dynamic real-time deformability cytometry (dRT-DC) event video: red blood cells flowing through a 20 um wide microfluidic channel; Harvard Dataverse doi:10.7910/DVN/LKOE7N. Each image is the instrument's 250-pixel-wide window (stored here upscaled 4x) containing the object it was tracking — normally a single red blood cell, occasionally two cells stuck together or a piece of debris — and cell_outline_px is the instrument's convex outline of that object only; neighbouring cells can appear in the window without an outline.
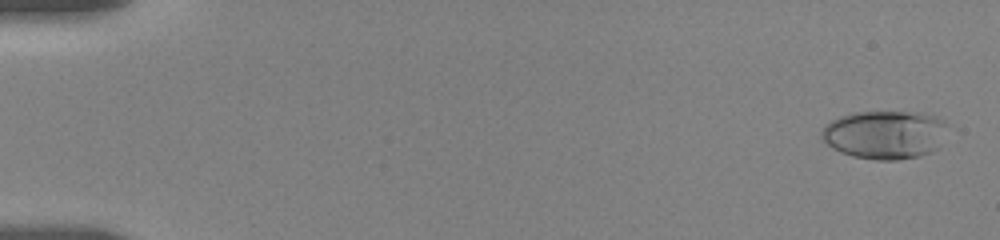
{"species": "human", "species_latin": "Homo sapiens", "temperature_condition": "room temperature", "stored_images_in_passage": 16, "camera_frame_rate_fps": 3000, "um_per_image_px": 0.085, "donor": {"sex": "female"}, "frame": {"image": 1, "passage_image": 2, "time_ms": 0.333, "image_size_px": [1000, 240], "cell_outline_px": [[944, 124], [936, 148], [932, 152], [920, 156], [900, 160], [876, 160], [852, 156], [840, 152], [832, 148], [820, 140], [820, 132], [832, 120], [840, 116], [852, 112], [920, 112], [936, 116], [944, 120]], "centroid_in_image_um": [75.12, 11.45], "position_along_channel_um": 9.9, "area_um2": 35.37}}
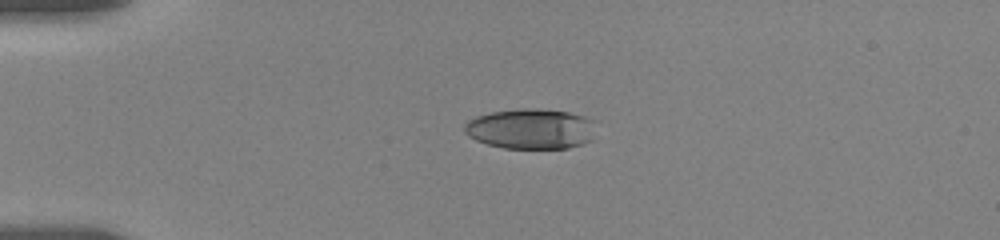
{"frame": {"image": 2, "passage_image": 10, "time_ms": 4.333, "image_size_px": [1000, 240], "cell_outline_px": [[592, 140], [584, 144], [568, 148], [504, 148], [488, 144], [476, 140], [468, 136], [464, 132], [464, 124], [468, 120], [476, 116], [492, 112], [520, 108], [536, 108], [568, 112], [584, 116], [592, 120]], "centroid_in_image_um": [45.09, 10.95], "position_along_channel_um": 39.9, "area_um2": 30.87}}
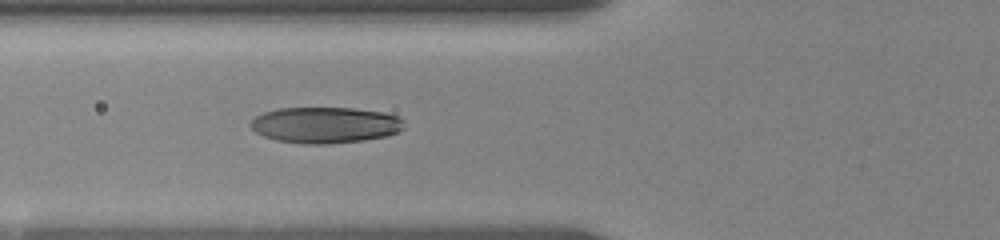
{"frame": {"image": 3, "passage_image": 16, "time_ms": 7.0, "image_size_px": [1000, 240], "cell_outline_px": [[404, 128], [400, 132], [388, 136], [364, 140], [328, 144], [304, 144], [276, 140], [264, 136], [256, 132], [248, 124], [256, 116], [264, 112], [280, 108], [352, 108], [384, 112], [400, 116], [404, 120]], "centroid_in_image_um": [27.69, 10.63], "position_along_channel_um": 98.1, "area_um2": 32.6}}